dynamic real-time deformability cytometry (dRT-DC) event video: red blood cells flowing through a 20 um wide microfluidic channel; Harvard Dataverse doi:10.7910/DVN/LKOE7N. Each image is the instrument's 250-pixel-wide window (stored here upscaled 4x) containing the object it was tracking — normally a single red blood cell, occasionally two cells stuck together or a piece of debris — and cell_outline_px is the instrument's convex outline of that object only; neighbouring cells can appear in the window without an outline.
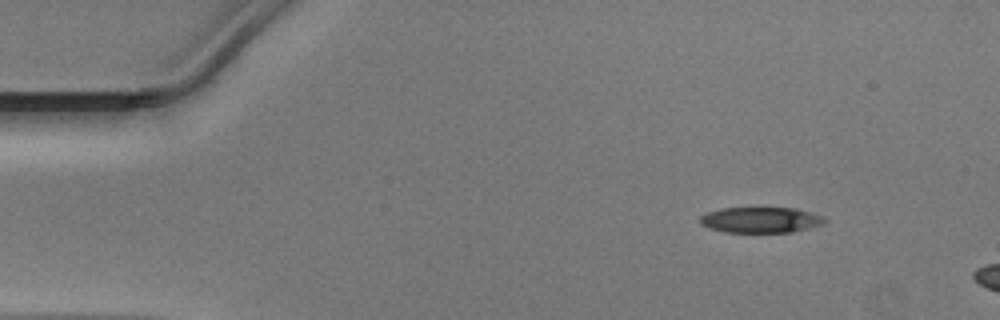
{"species": "Egyptian fruit bat (a non-hibernating species)", "species_latin": "Rousettus aegyptiacus", "temperature_condition": "warm", "stored_images_in_passage": 5, "camera_frame_rate_fps": 3000, "um_per_image_px": 0.085, "animal": {"sex": "male"}, "frame": {"image": 1, "passage_image": 1, "time_ms": 0.0, "image_size_px": [1000, 320], "cell_outline_px": [[828, 220], [824, 224], [792, 232], [724, 232], [708, 228], [700, 224], [700, 216], [708, 212], [720, 208], [760, 204], [796, 208], [812, 212], [824, 216]], "centroid_in_image_um": [64.67, 18.63], "position_along_channel_um": 20.3, "area_um2": 19.94}}